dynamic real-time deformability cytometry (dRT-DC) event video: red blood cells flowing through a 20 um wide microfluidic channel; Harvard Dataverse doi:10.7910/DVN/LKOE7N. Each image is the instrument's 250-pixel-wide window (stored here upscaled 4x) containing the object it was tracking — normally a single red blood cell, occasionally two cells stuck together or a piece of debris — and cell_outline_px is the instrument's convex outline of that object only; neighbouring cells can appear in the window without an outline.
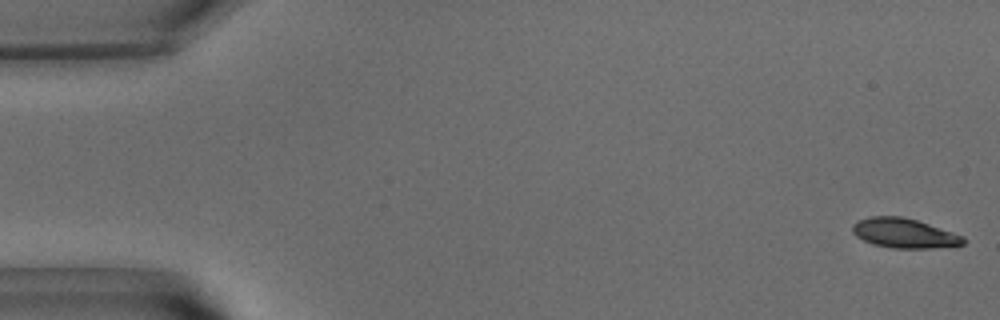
{"species": "common noctule bat (a hibernating species)", "species_latin": "Nyctalus noctula", "temperature_condition": "warm", "stored_images_in_passage": 53, "camera_frame_rate_fps": 3000, "um_per_image_px": 0.085, "animal": {"sex": "male", "body_mass_g": 15.6}, "frame": {"image": 1, "passage_image": 1, "time_ms": 0.0, "image_size_px": [1000, 320], "cell_outline_px": [[964, 244], [928, 248], [892, 248], [872, 244], [856, 236], [852, 232], [852, 224], [856, 220], [872, 216], [900, 216], [916, 220], [964, 236]], "centroid_in_image_um": [76.79, 19.81], "position_along_channel_um": 8.2, "area_um2": 18.96}}
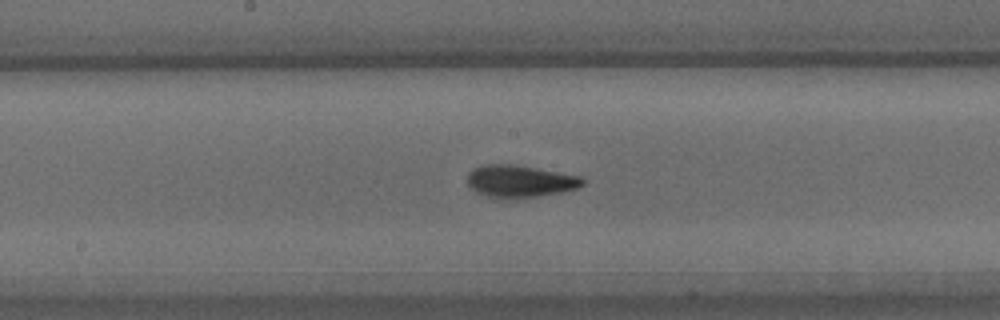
{"frame": {"image": 2, "passage_image": 27, "time_ms": 8.667, "image_size_px": [1000, 320], "cell_outline_px": [[584, 184], [576, 188], [560, 192], [536, 196], [508, 200], [496, 200], [476, 192], [468, 184], [468, 172], [472, 168], [484, 164], [516, 164], [580, 176], [584, 180]], "centroid_in_image_um": [44.13, 15.41], "position_along_channel_um": 204.1, "area_um2": 21.96}}
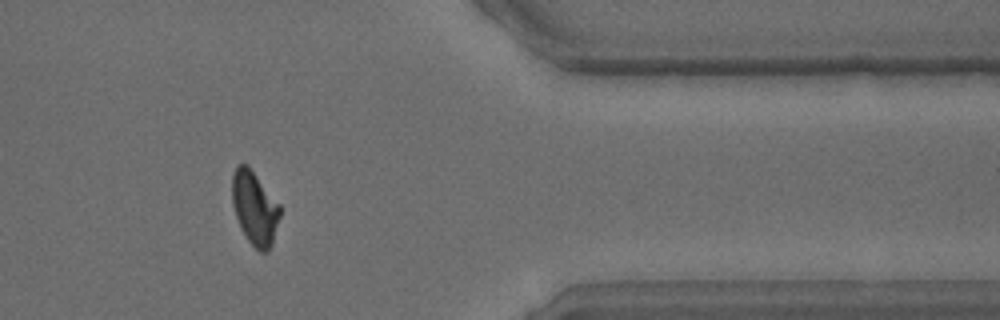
{"frame": {"image": 3, "passage_image": 43, "time_ms": 14.0, "image_size_px": [1000, 320], "cell_outline_px": [[280, 216], [272, 244], [268, 252], [260, 252], [248, 240], [240, 228], [232, 204], [232, 172], [236, 164], [248, 164], [280, 204]], "centroid_in_image_um": [21.64, 17.65], "position_along_channel_um": 389.8, "area_um2": 20.75}, "authors_computed_cell_mechanics": {"area_um2": 20.23, "velocity_mm_per_s": 3.8728, "shape_relaxation_time_tau1_ms": 2.9735, "shape_relaxation_time_tau2_ms": 1.2106, "deformation_change_tau1": 0.1574, "deformation_change_tau2": 0.0727}}